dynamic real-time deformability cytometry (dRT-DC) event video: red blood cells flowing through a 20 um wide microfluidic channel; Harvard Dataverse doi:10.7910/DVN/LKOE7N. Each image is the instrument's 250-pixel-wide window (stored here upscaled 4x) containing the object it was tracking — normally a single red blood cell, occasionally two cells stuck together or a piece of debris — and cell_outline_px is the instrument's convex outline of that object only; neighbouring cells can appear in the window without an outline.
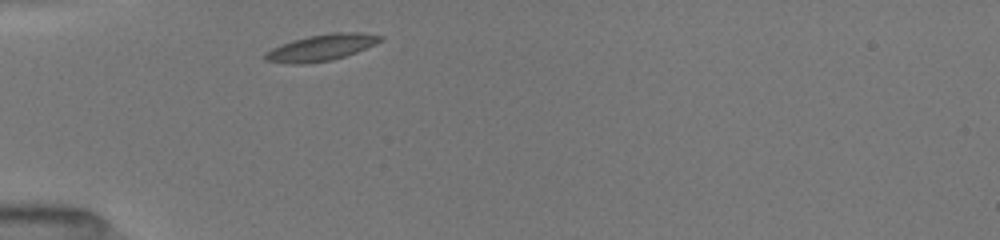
{"species": "common noctule bat (a hibernating species)", "species_latin": "Nyctalus noctula", "temperature_condition": "room temperature", "stored_images_in_passage": 6, "camera_frame_rate_fps": 3000, "um_per_image_px": 0.085, "animal": {"sex": "female", "body_mass_g": 19.5, "forearm_length_mm": 54.1}, "frame": {"image": 1, "passage_image": 1, "time_ms": 0.0, "image_size_px": [1000, 240], "cell_outline_px": [[384, 40], [376, 44], [356, 52], [332, 60], [304, 64], [288, 64], [264, 60], [264, 56], [272, 48], [280, 44], [292, 40], [308, 36], [332, 32], [360, 32], [384, 36]], "centroid_in_image_um": [27.33, 4.04], "position_along_channel_um": 57.7, "area_um2": 17.8}}
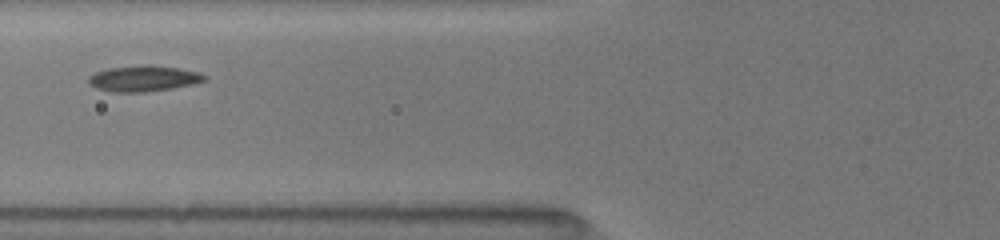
{"frame": {"image": 2, "passage_image": 5, "time_ms": 1.667, "image_size_px": [1000, 240], "cell_outline_px": [[208, 80], [192, 84], [172, 88], [144, 92], [112, 92], [96, 88], [88, 80], [88, 76], [96, 72], [108, 68], [140, 64], [148, 64], [176, 68], [196, 72], [208, 76]], "centroid_in_image_um": [12.2, 6.66], "position_along_channel_um": 113.6, "area_um2": 17.46}}